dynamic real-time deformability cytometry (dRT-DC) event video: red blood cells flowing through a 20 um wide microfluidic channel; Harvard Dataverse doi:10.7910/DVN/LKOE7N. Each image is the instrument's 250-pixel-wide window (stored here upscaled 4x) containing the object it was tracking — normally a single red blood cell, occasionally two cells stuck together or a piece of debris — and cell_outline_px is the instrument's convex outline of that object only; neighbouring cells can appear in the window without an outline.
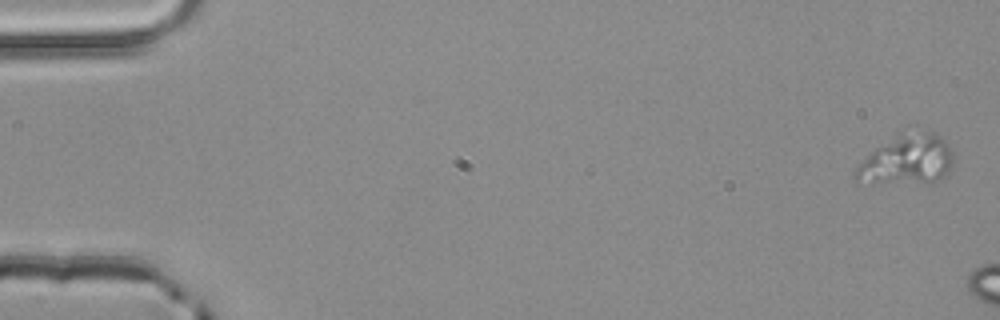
{"species": "common noctule bat (a hibernating species)", "species_latin": "Nyctalus noctula", "temperature_condition": "room temperature", "stored_images_in_passage": 3, "camera_frame_rate_fps": 3000, "um_per_image_px": 0.085, "animal": {"sex": "male", "body_mass_g": 20.4}, "frame": {"image": 1, "passage_image": 1, "time_ms": 0.0, "image_size_px": [1000, 320], "cell_outline_px": [[952, 164], [948, 172], [944, 176], [936, 180], [856, 180], [852, 172], [876, 148], [900, 140], [928, 132], [932, 132], [940, 136], [948, 144], [952, 152]], "centroid_in_image_um": [77.18, 13.61], "position_along_channel_um": 7.8, "area_um2": 25.14}}